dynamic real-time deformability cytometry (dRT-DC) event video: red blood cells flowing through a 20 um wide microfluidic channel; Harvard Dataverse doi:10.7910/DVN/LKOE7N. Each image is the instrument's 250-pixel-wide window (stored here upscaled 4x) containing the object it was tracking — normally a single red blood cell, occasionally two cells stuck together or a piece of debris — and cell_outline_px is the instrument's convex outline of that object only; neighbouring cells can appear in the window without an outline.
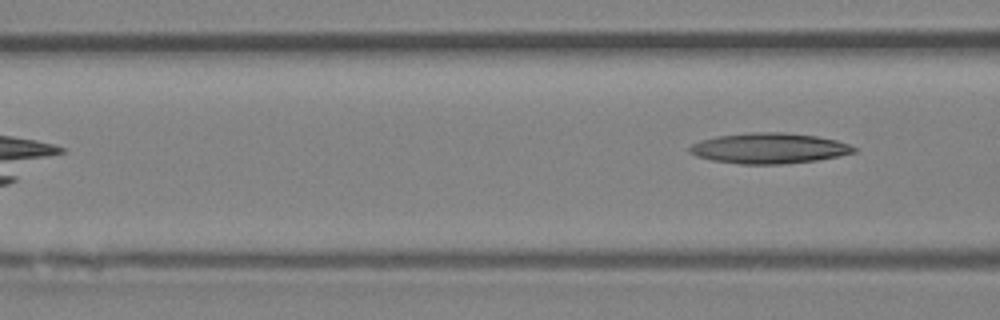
{"species": "Egyptian fruit bat (a non-hibernating species)", "species_latin": "Rousettus aegyptiacus", "temperature_condition": "room temperature", "stored_images_in_passage": 5, "camera_frame_rate_fps": 3000, "um_per_image_px": 0.085, "animal": {"sex": "female"}, "frame": {"image": 1, "passage_image": 5, "time_ms": 4.667, "image_size_px": [1000, 320], "cell_outline_px": [[856, 152], [840, 156], [816, 160], [784, 164], [740, 164], [712, 160], [696, 156], [688, 152], [688, 148], [692, 144], [700, 140], [716, 136], [748, 132], [784, 132], [816, 136], [836, 140], [848, 144], [856, 148]], "centroid_in_image_um": [65.35, 12.6], "position_along_channel_um": 101.3, "area_um2": 29.36}}